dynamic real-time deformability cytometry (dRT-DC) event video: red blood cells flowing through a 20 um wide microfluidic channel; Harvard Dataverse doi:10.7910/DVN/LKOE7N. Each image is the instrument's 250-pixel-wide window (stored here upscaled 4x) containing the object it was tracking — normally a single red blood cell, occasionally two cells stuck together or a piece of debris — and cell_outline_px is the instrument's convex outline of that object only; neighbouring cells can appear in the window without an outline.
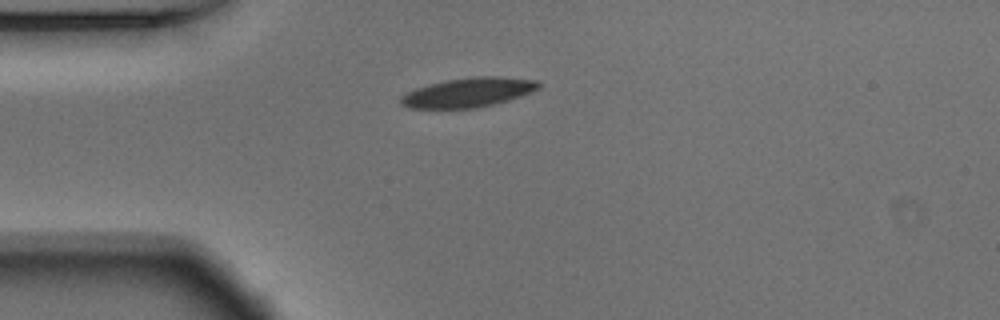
{"species": "Egyptian fruit bat (a non-hibernating species)", "species_latin": "Rousettus aegyptiacus", "temperature_condition": "warm", "stored_images_in_passage": 41, "camera_frame_rate_fps": 3000, "um_per_image_px": 0.085, "animal": {"sex": "male"}, "frame": {"image": 1, "passage_image": 1, "time_ms": 0.0, "image_size_px": [1000, 320], "cell_outline_px": [[540, 88], [532, 92], [508, 100], [476, 108], [408, 108], [400, 104], [400, 96], [416, 88], [428, 84], [444, 80], [476, 76], [500, 76], [536, 80], [540, 84]], "centroid_in_image_um": [39.79, 7.85], "position_along_channel_um": 45.2, "area_um2": 23.64}}
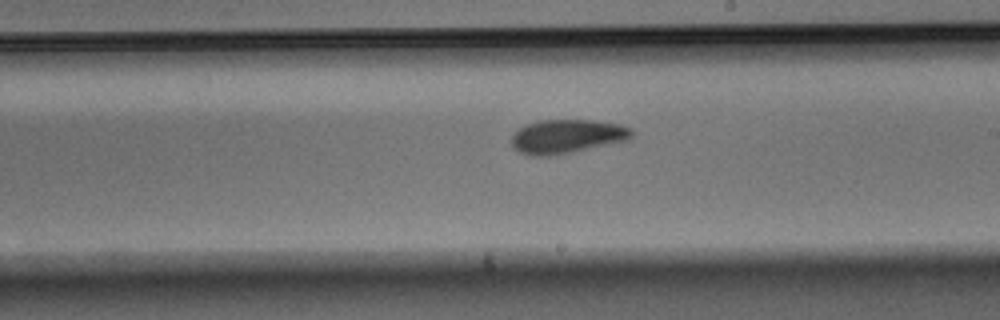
{"frame": {"image": 2, "passage_image": 18, "time_ms": 5.667, "image_size_px": [1000, 320], "cell_outline_px": [[632, 136], [628, 140], [548, 156], [528, 156], [512, 148], [512, 136], [520, 128], [528, 124], [540, 120], [592, 120], [620, 124], [632, 128]], "centroid_in_image_um": [48.18, 11.59], "position_along_channel_um": 240.8, "area_um2": 23.47}}
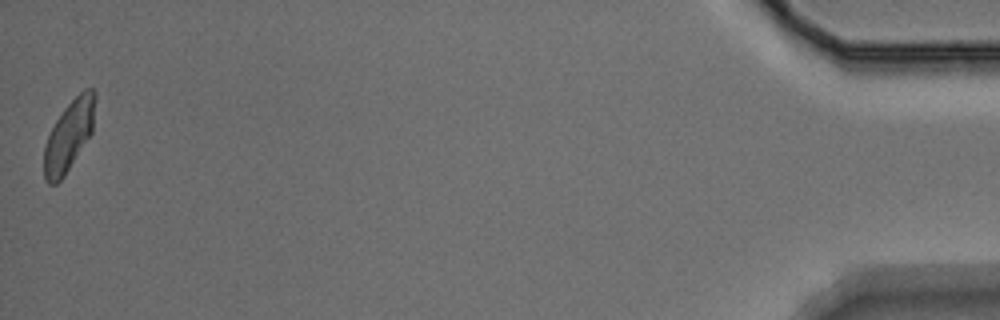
{"frame": {"image": 3, "passage_image": 41, "time_ms": 13.333, "image_size_px": [1000, 320], "cell_outline_px": [[96, 96], [92, 132], [64, 176], [56, 184], [48, 184], [44, 180], [44, 148], [48, 136], [56, 120], [64, 108], [84, 88], [92, 88], [96, 92]], "centroid_in_image_um": [5.86, 11.52], "position_along_channel_um": 429.3, "area_um2": 20.81}, "authors_computed_cell_mechanics": {"area_um2": 22.8888, "velocity_mm_per_s": 3.7202, "shape_relaxation_time_tau1_ms": 3.5414, "shape_relaxation_time_tau2_ms": 6.3628, "deformation_change_tau1": 0.13, "deformation_change_tau2": 0.1203}}